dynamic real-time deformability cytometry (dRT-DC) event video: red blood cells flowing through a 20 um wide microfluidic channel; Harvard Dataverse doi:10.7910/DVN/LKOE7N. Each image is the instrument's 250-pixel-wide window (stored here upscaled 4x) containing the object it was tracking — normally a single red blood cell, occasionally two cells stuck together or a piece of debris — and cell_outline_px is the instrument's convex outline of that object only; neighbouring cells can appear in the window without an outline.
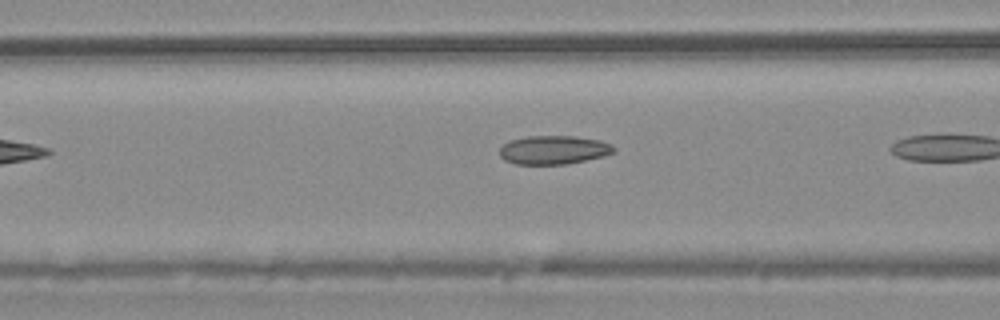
{"species": "common noctule bat (a hibernating species)", "species_latin": "Nyctalus noctula", "temperature_condition": "warm", "stored_images_in_passage": 7, "camera_frame_rate_fps": 3000, "um_per_image_px": 0.085, "animal": {"sex": "male", "body_mass_g": 20.4}, "frame": {"image": 1, "passage_image": 6, "time_ms": 1.667, "image_size_px": [1000, 320], "cell_outline_px": [[616, 152], [604, 156], [564, 164], [516, 164], [504, 160], [500, 156], [500, 148], [508, 140], [528, 136], [576, 136], [600, 140], [612, 144], [616, 148]], "centroid_in_image_um": [47.07, 12.73], "position_along_channel_um": 119.5, "area_um2": 19.19}}